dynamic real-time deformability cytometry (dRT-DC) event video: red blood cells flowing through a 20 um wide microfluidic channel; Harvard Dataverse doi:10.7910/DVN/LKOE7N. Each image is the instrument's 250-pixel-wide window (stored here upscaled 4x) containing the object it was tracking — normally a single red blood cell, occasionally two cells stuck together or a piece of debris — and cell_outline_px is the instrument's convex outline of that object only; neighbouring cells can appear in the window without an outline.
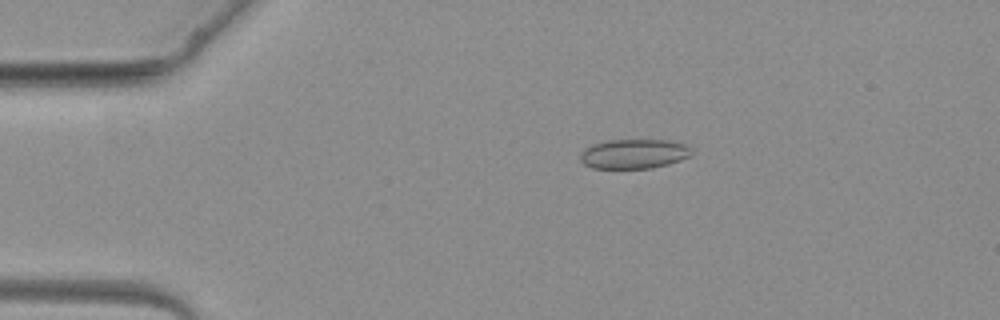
{"species": "common noctule bat (a hibernating species)", "species_latin": "Nyctalus noctula", "temperature_condition": "warm", "stored_images_in_passage": 3, "camera_frame_rate_fps": 3000, "um_per_image_px": 0.085, "animal": {"sex": "female", "body_mass_g": 19.3, "forearm_length_mm": 54.1}, "frame": {"image": 1, "passage_image": 2, "time_ms": 1.0, "image_size_px": [1000, 320], "cell_outline_px": [[692, 152], [688, 156], [680, 160], [668, 164], [652, 168], [592, 168], [584, 164], [580, 160], [580, 156], [584, 148], [592, 144], [608, 140], [668, 140], [684, 144]], "centroid_in_image_um": [53.83, 13.08], "position_along_channel_um": 31.2, "area_um2": 19.02}}